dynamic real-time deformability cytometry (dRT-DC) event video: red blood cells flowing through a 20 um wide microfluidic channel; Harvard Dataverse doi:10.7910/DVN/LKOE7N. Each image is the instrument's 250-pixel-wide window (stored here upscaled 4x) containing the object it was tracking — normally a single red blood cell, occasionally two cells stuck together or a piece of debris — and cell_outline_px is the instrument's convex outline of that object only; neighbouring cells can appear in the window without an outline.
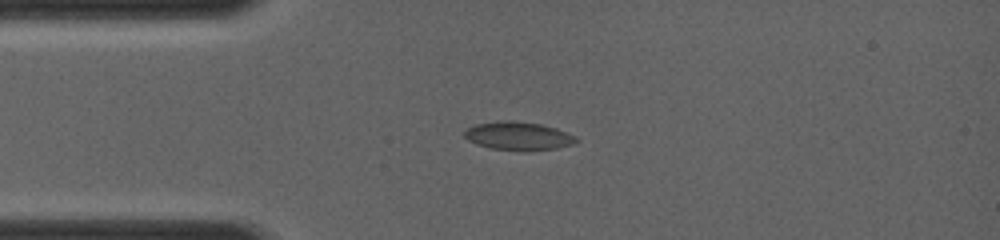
{"species": "common noctule bat (a hibernating species)", "species_latin": "Nyctalus noctula", "temperature_condition": "room temperature", "stored_images_in_passage": 38, "camera_frame_rate_fps": 4000, "um_per_image_px": 0.085, "animal": {"sex": "female", "body_mass_g": 19.0, "forearm_length_mm": 56.7}, "frame": {"image": 1, "passage_image": 4, "time_ms": 2.0, "image_size_px": [1000, 240], "cell_outline_px": [[580, 140], [572, 144], [556, 148], [528, 152], [524, 152], [492, 148], [476, 144], [468, 140], [464, 136], [464, 132], [468, 128], [476, 124], [500, 120], [512, 120], [540, 124], [556, 128], [576, 136]], "centroid_in_image_um": [44.07, 11.57], "position_along_channel_um": 40.9, "area_um2": 18.67}}
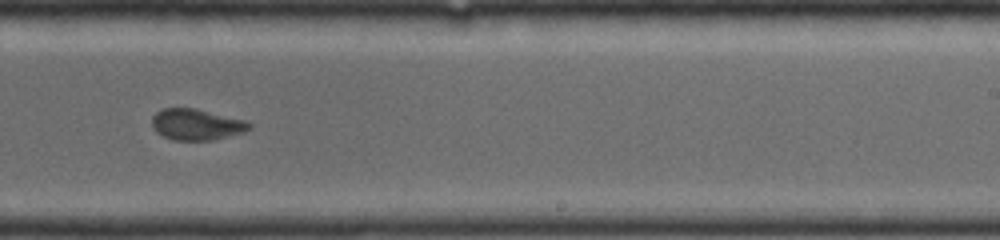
{"frame": {"image": 2, "passage_image": 19, "time_ms": 7.25, "image_size_px": [1000, 240], "cell_outline_px": [[252, 128], [244, 132], [212, 140], [172, 140], [156, 132], [152, 128], [152, 116], [156, 112], [164, 108], [196, 108], [248, 120], [252, 124]], "centroid_in_image_um": [16.73, 10.57], "position_along_channel_um": 272.3, "area_um2": 17.92}}
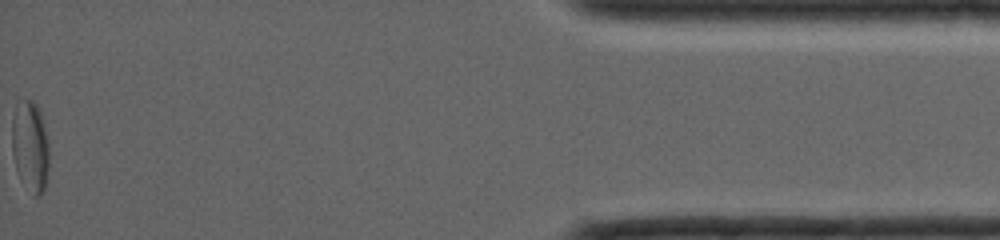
{"frame": {"image": 3, "passage_image": 38, "time_ms": 12.25, "image_size_px": [1000, 240], "cell_outline_px": [[48, 172], [44, 188], [40, 196], [32, 196], [20, 180], [16, 172], [12, 152], [12, 116], [16, 104], [24, 96], [32, 100], [40, 108], [44, 124], [48, 144]], "centroid_in_image_um": [2.55, 12.41], "position_along_channel_um": 432.7, "area_um2": 20.29}}